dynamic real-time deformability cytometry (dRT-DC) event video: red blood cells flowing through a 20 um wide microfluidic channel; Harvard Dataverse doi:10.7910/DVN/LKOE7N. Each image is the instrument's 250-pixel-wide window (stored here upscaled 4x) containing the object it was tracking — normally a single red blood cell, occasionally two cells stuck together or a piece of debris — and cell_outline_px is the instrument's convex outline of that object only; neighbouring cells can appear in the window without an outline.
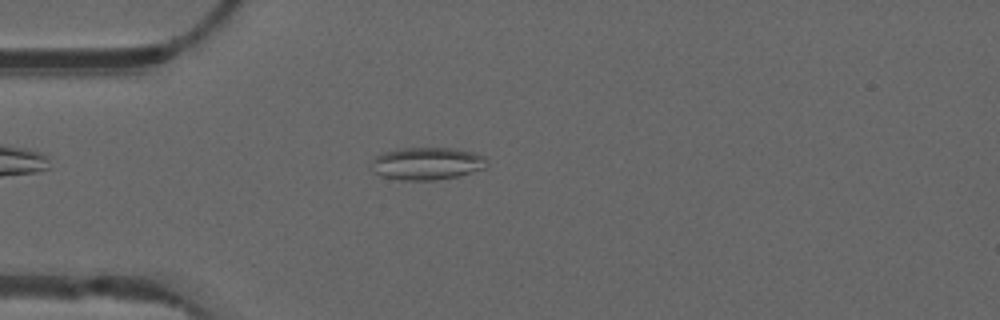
{"species": "common noctule bat (a hibernating species)", "species_latin": "Nyctalus noctula", "temperature_condition": "warm", "stored_images_in_passage": 50, "camera_frame_rate_fps": 3000, "um_per_image_px": 0.085, "animal": {"sex": "male", "forearm_length_mm": 52.5}, "frame": {"image": 1, "passage_image": 11, "time_ms": 3.333, "image_size_px": [1000, 320], "cell_outline_px": [[488, 160], [484, 168], [456, 176], [436, 180], [400, 180], [380, 176], [372, 172], [372, 160], [376, 156], [384, 152], [396, 148], [448, 148], [476, 152], [484, 156]], "centroid_in_image_um": [36.26, 13.89], "position_along_channel_um": 48.7, "area_um2": 21.96}}
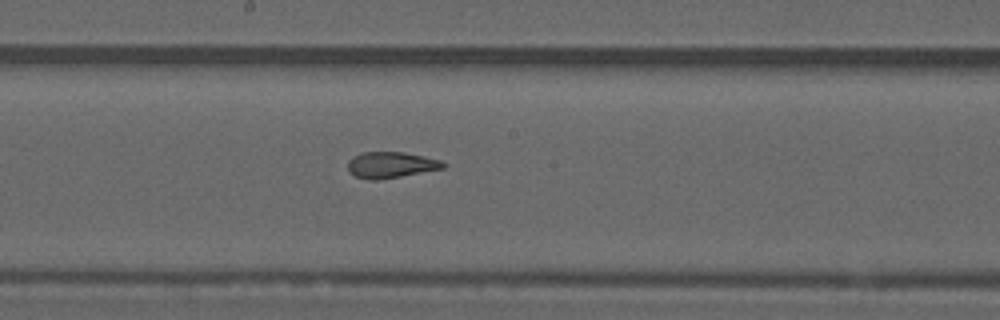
{"frame": {"image": 2, "passage_image": 25, "time_ms": 8.0, "image_size_px": [1000, 320], "cell_outline_px": [[448, 164], [444, 168], [400, 176], [376, 180], [368, 180], [356, 176], [348, 172], [348, 160], [352, 156], [360, 152], [404, 152], [424, 156], [440, 160]], "centroid_in_image_um": [33.2, 14.0], "position_along_channel_um": 215.0, "area_um2": 14.57}}
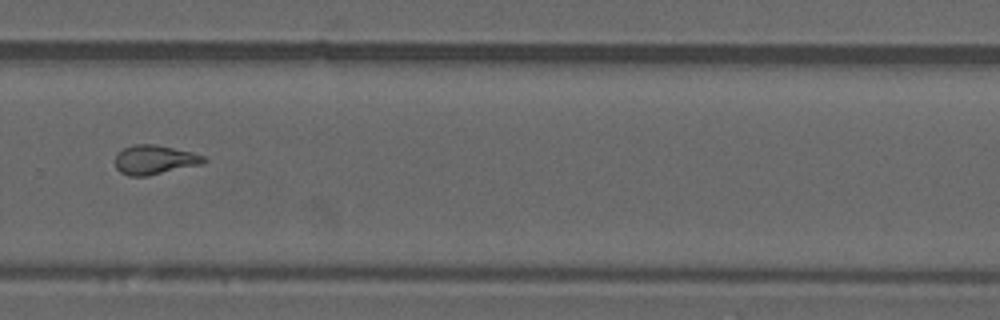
{"frame": {"image": 3, "passage_image": 33, "time_ms": 10.667, "image_size_px": [1000, 320], "cell_outline_px": [[208, 160], [204, 164], [148, 176], [128, 176], [120, 172], [116, 168], [116, 156], [124, 148], [136, 144], [156, 144], [192, 152], [204, 156]], "centroid_in_image_um": [13.18, 13.59], "position_along_channel_um": 316.6, "area_um2": 15.2}, "authors_computed_cell_mechanics": {"area_um2": 15.2303, "velocity_mm_per_s": 3.8366, "shape_relaxation_time_tau1_ms": null, "shape_relaxation_time_tau2_ms": 1.8968, "deformation_change_tau1": null, "deformation_change_tau2": 0.1061}}